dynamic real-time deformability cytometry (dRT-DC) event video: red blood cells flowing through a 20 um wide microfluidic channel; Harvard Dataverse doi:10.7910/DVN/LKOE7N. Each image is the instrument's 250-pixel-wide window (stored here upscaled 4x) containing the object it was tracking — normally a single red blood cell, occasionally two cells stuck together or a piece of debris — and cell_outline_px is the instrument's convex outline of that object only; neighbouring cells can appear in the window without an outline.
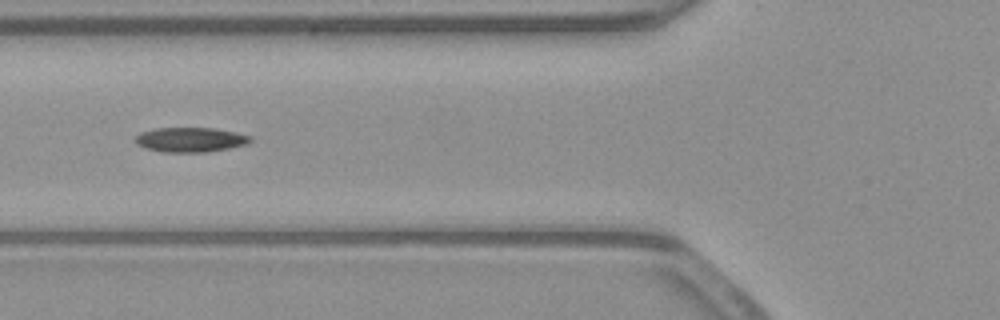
{"species": "common noctule bat (a hibernating species)", "species_latin": "Nyctalus noctula", "temperature_condition": "warm", "stored_images_in_passage": 40, "camera_frame_rate_fps": 3000, "um_per_image_px": 0.085, "animal": {"sex": "male", "body_mass_g": 23.1, "forearm_length_mm": 52.7}, "frame": {"image": 1, "passage_image": 6, "time_ms": 1.667, "image_size_px": [1000, 320], "cell_outline_px": [[252, 140], [248, 144], [208, 152], [164, 152], [144, 148], [136, 144], [136, 136], [140, 132], [156, 128], [216, 128], [236, 132], [252, 136]], "centroid_in_image_um": [16.2, 11.87], "position_along_channel_um": 109.6, "area_um2": 16.65}}
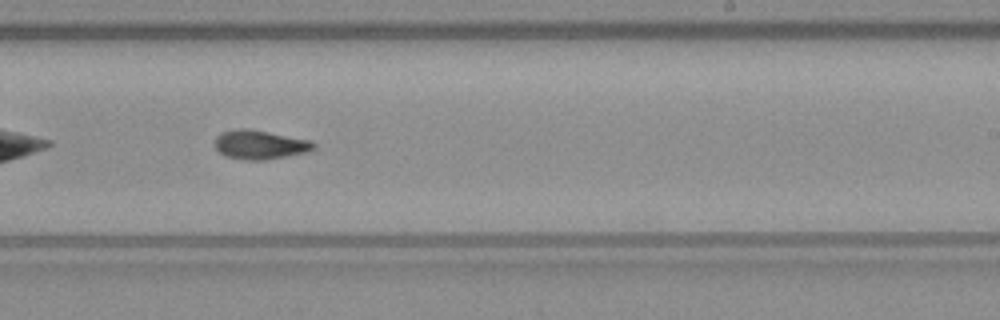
{"frame": {"image": 2, "passage_image": 18, "time_ms": 5.667, "image_size_px": [1000, 320], "cell_outline_px": [[316, 148], [308, 152], [288, 156], [264, 160], [244, 160], [224, 156], [216, 148], [216, 136], [220, 132], [236, 128], [244, 128], [268, 132], [312, 140], [316, 144]], "centroid_in_image_um": [22.11, 12.3], "position_along_channel_um": 266.9, "area_um2": 16.88}}
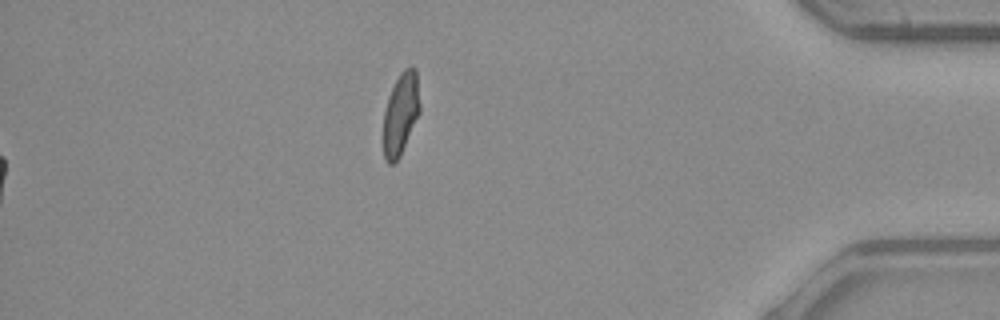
{"frame": {"image": 3, "passage_image": 40, "time_ms": 13.0, "image_size_px": [1000, 320], "cell_outline_px": [[420, 112], [400, 156], [392, 164], [388, 164], [384, 160], [384, 112], [388, 96], [400, 72], [404, 68], [412, 64], [416, 68], [420, 104]], "centroid_in_image_um": [34.07, 9.63], "position_along_channel_um": 401.1, "area_um2": 17.51}, "authors_computed_cell_mechanics": {"area_um2": 16.0973, "velocity_mm_per_s": 3.9357, "shape_relaxation_time_tau1_ms": 6.8344, "shape_relaxation_time_tau2_ms": 3.4716, "deformation_change_tau1": 0.1818, "deformation_change_tau2": 0.0832}}